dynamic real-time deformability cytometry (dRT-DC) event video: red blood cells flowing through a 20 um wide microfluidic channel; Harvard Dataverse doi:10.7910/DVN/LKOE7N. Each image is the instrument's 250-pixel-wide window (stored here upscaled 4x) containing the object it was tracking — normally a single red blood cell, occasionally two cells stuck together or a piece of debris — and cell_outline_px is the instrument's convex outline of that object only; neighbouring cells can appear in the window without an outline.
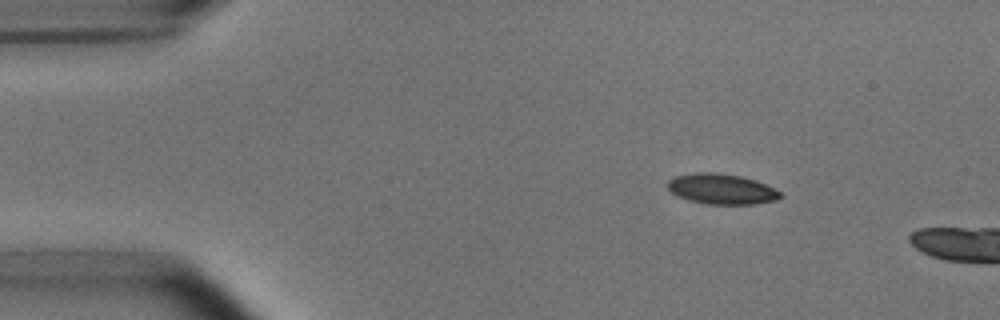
{"species": "common noctule bat (a hibernating species)", "species_latin": "Nyctalus noctula", "temperature_condition": "room temperature", "stored_images_in_passage": 3, "camera_frame_rate_fps": 3000, "um_per_image_px": 0.085, "animal": {"sex": "male", "body_mass_g": 15.6}, "frame": {"image": 1, "passage_image": 1, "time_ms": 0.0, "image_size_px": [1000, 320], "cell_outline_px": [[784, 196], [776, 200], [756, 204], [708, 204], [688, 200], [672, 192], [664, 184], [668, 180], [676, 176], [696, 172], [720, 172], [740, 176], [756, 180], [780, 192]], "centroid_in_image_um": [61.32, 16.06], "position_along_channel_um": 23.7, "area_um2": 20.0}}